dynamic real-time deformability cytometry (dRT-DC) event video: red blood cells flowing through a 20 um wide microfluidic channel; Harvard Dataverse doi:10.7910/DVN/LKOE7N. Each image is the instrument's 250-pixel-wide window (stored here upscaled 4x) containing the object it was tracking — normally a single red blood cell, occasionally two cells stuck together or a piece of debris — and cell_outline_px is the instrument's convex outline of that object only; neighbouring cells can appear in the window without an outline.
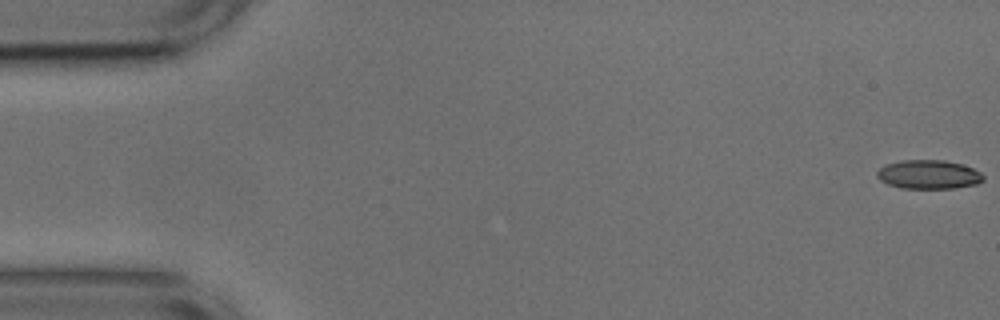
{"species": "common noctule bat (a hibernating species)", "species_latin": "Nyctalus noctula", "temperature_condition": "cold", "stored_images_in_passage": 43, "camera_frame_rate_fps": 3000, "um_per_image_px": 0.085, "animal": {"sex": "male", "body_mass_g": 17.9, "forearm_length_mm": 54.2}, "frame": {"image": 1, "passage_image": 1, "time_ms": 0.0, "image_size_px": [1000, 320], "cell_outline_px": [[984, 180], [976, 184], [952, 188], [900, 188], [888, 184], [880, 180], [876, 176], [876, 172], [884, 164], [900, 160], [944, 160], [960, 164], [972, 168], [980, 172], [984, 176]], "centroid_in_image_um": [78.89, 14.82], "position_along_channel_um": 6.1, "area_um2": 17.92}}
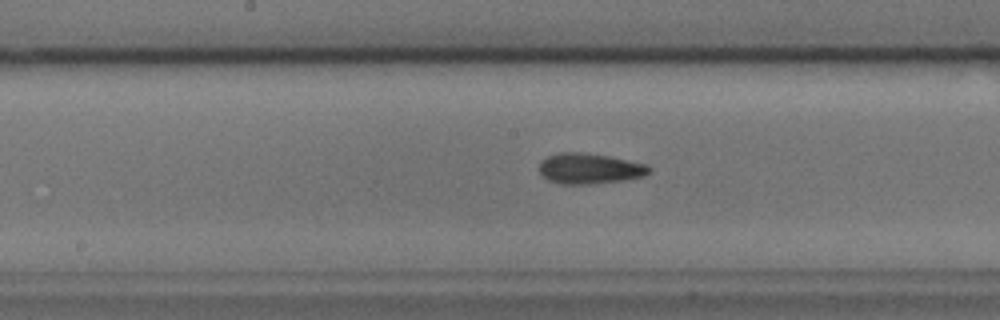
{"frame": {"image": 2, "passage_image": 27, "time_ms": 8.667, "image_size_px": [1000, 320], "cell_outline_px": [[652, 172], [644, 176], [624, 180], [592, 184], [560, 184], [548, 180], [540, 172], [540, 160], [548, 156], [560, 152], [580, 152], [608, 156], [648, 164], [652, 168]], "centroid_in_image_um": [50.15, 14.33], "position_along_channel_um": 198.1, "area_um2": 19.71}}
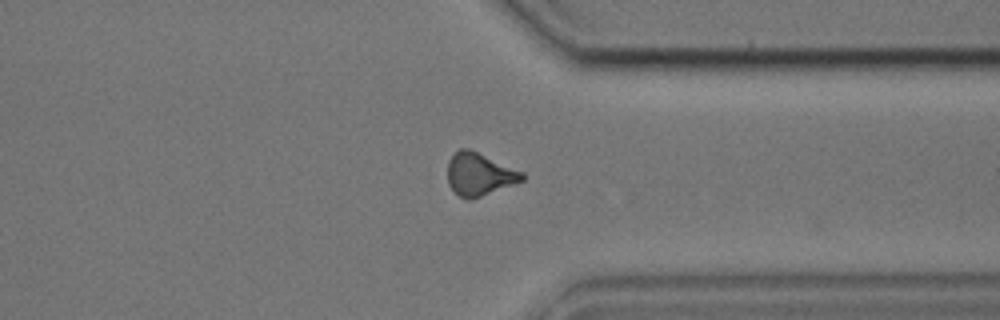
{"frame": {"image": 3, "passage_image": 41, "time_ms": 13.333, "image_size_px": [1000, 320], "cell_outline_px": [[524, 180], [472, 200], [464, 200], [448, 184], [448, 160], [460, 148], [472, 148], [524, 172]], "centroid_in_image_um": [40.76, 14.79], "position_along_channel_um": 370.6, "area_um2": 18.84}, "authors_computed_cell_mechanics": {"area_um2": 18.8428, "velocity_mm_per_s": 3.746, "shape_relaxation_time_tau1_ms": 5.4955, "shape_relaxation_time_tau2_ms": 3.8947, "deformation_change_tau1": 0.1187, "deformation_change_tau2": 0.1295}}